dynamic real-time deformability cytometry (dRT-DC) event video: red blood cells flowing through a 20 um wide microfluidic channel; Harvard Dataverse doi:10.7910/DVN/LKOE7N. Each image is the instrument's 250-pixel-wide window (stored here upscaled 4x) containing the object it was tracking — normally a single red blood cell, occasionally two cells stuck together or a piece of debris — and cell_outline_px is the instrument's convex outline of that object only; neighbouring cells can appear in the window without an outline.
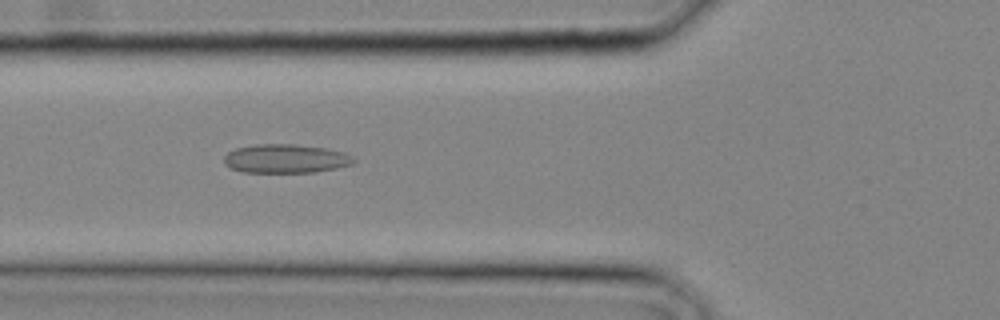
{"species": "common noctule bat (a hibernating species)", "species_latin": "Nyctalus noctula", "temperature_condition": "cold", "stored_images_in_passage": 29, "camera_frame_rate_fps": 3000, "um_per_image_px": 0.085, "animal": {"sex": "male", "body_mass_g": 20.4}, "frame": {"image": 1, "passage_image": 11, "time_ms": 3.333, "image_size_px": [1000, 320], "cell_outline_px": [[356, 160], [352, 164], [336, 168], [316, 172], [244, 172], [232, 168], [224, 164], [224, 156], [228, 152], [236, 148], [256, 144], [296, 144], [328, 148], [344, 152], [352, 156]], "centroid_in_image_um": [24.3, 13.48], "position_along_channel_um": 101.5, "area_um2": 21.85}}
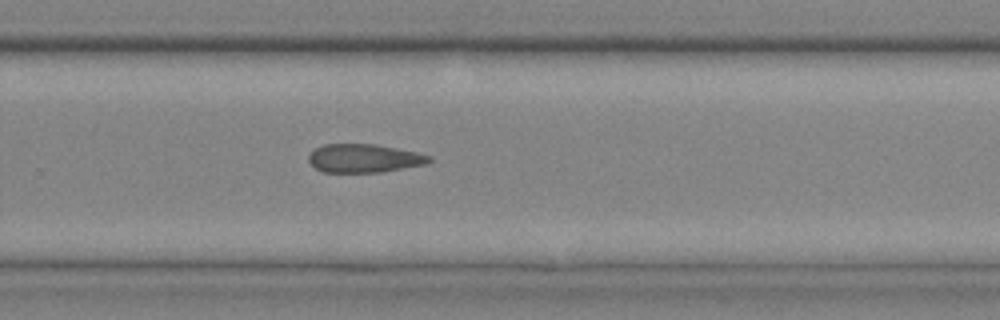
{"frame": {"image": 2, "passage_image": 20, "time_ms": 6.333, "image_size_px": [1000, 320], "cell_outline_px": [[432, 160], [424, 164], [384, 172], [324, 172], [316, 168], [308, 160], [308, 156], [316, 148], [324, 144], [376, 144], [416, 152], [432, 156]], "centroid_in_image_um": [30.96, 13.45], "position_along_channel_um": 298.8, "area_um2": 19.88}}
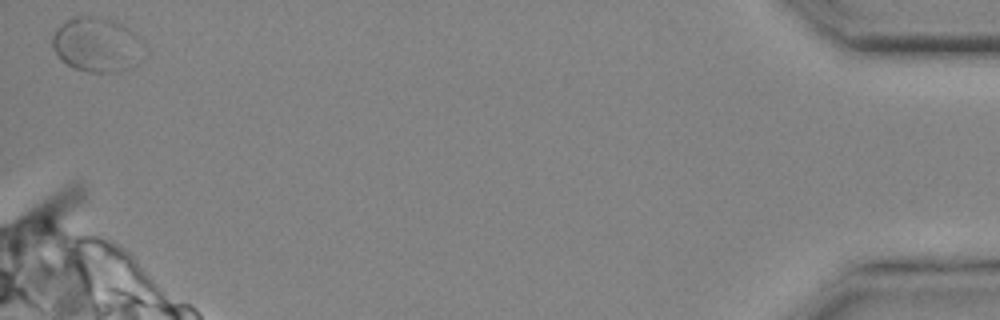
{"frame": {"image": 3, "passage_image": 29, "time_ms": 9.333, "image_size_px": [1000, 320], "cell_outline_px": [[140, 36], [136, 64], [132, 68], [120, 72], [88, 72], [76, 68], [60, 60], [52, 48], [52, 36], [56, 28], [60, 24], [68, 20], [80, 16], [88, 16], [112, 20], [128, 28]], "centroid_in_image_um": [8.16, 3.81], "position_along_channel_um": 427.0, "area_um2": 28.55}}